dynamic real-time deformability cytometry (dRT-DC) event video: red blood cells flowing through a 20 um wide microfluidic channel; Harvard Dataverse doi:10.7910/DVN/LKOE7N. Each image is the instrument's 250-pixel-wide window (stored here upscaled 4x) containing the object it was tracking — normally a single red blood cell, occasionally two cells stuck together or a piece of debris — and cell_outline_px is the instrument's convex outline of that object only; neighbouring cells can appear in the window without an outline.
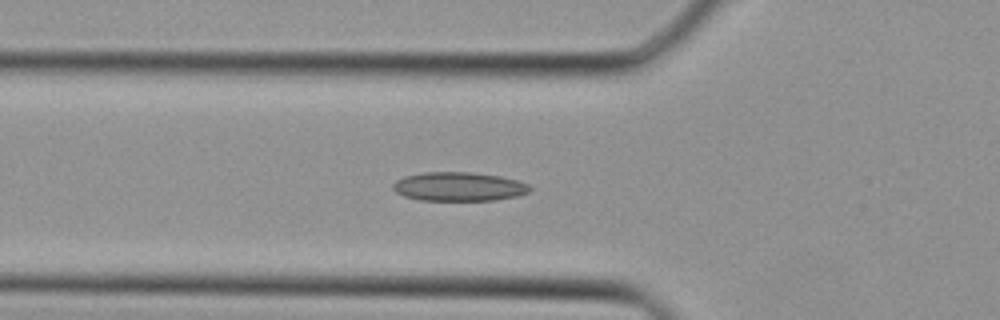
{"species": "Egyptian fruit bat (a non-hibernating species)", "species_latin": "Rousettus aegyptiacus", "temperature_condition": "cold", "stored_images_in_passage": 38, "camera_frame_rate_fps": 3000, "um_per_image_px": 0.085, "animal": {"sex": "female"}, "frame": {"image": 1, "passage_image": 12, "time_ms": 3.667, "image_size_px": [1000, 320], "cell_outline_px": [[532, 188], [528, 192], [516, 196], [496, 200], [420, 200], [404, 196], [396, 192], [392, 188], [392, 184], [396, 180], [404, 176], [424, 172], [472, 172], [500, 176], [516, 180], [528, 184]], "centroid_in_image_um": [38.98, 15.85], "position_along_channel_um": 86.8, "area_um2": 23.06}}
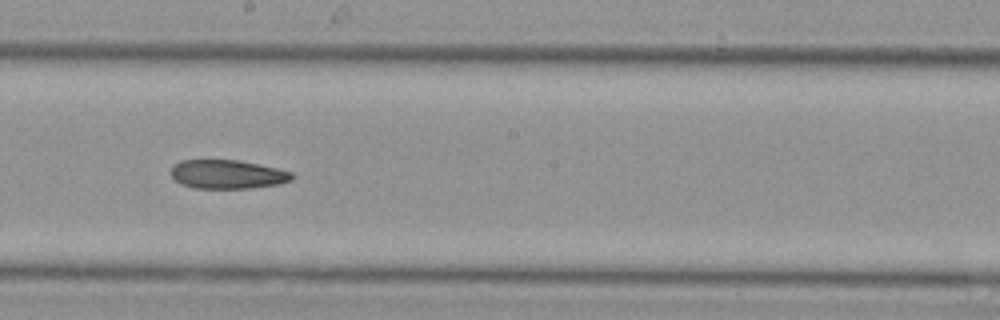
{"frame": {"image": 2, "passage_image": 20, "time_ms": 6.333, "image_size_px": [1000, 320], "cell_outline_px": [[292, 180], [280, 184], [252, 188], [192, 188], [180, 184], [172, 176], [172, 164], [180, 160], [236, 160], [276, 168], [292, 172]], "centroid_in_image_um": [19.3, 14.82], "position_along_channel_um": 228.9, "area_um2": 20.29}}
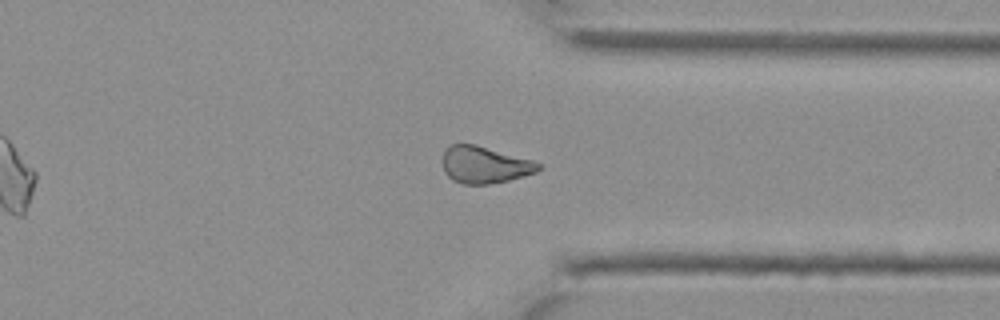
{"frame": {"image": 3, "passage_image": 28, "time_ms": 9.0, "image_size_px": [1000, 320], "cell_outline_px": [[540, 168], [536, 172], [524, 176], [508, 180], [488, 184], [464, 184], [452, 180], [444, 172], [444, 152], [452, 144], [476, 144], [532, 160], [540, 164]], "centroid_in_image_um": [41.2, 14.01], "position_along_channel_um": 370.2, "area_um2": 20.35}}